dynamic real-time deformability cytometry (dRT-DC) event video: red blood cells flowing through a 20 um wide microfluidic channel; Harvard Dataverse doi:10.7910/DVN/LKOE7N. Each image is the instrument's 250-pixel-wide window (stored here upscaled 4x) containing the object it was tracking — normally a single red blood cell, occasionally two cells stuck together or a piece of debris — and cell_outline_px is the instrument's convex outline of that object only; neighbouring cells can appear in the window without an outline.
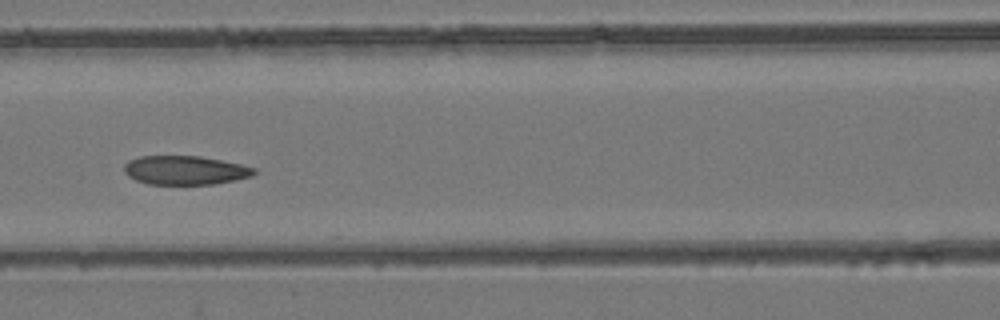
{"species": "common noctule bat (a hibernating species)", "species_latin": "Nyctalus noctula", "temperature_condition": "room temperature", "stored_images_in_passage": 6, "camera_frame_rate_fps": 3000, "um_per_image_px": 0.085, "animal": {"sex": "female", "body_mass_g": 24.6, "forearm_length_mm": 56.2}, "frame": {"image": 1, "passage_image": 6, "time_ms": 1.667, "image_size_px": [1000, 320], "cell_outline_px": [[256, 172], [252, 176], [236, 180], [212, 184], [148, 184], [136, 180], [128, 176], [124, 172], [124, 164], [128, 160], [140, 156], [200, 156], [240, 164], [256, 168]], "centroid_in_image_um": [15.72, 14.47], "position_along_channel_um": 150.9, "area_um2": 21.91}}